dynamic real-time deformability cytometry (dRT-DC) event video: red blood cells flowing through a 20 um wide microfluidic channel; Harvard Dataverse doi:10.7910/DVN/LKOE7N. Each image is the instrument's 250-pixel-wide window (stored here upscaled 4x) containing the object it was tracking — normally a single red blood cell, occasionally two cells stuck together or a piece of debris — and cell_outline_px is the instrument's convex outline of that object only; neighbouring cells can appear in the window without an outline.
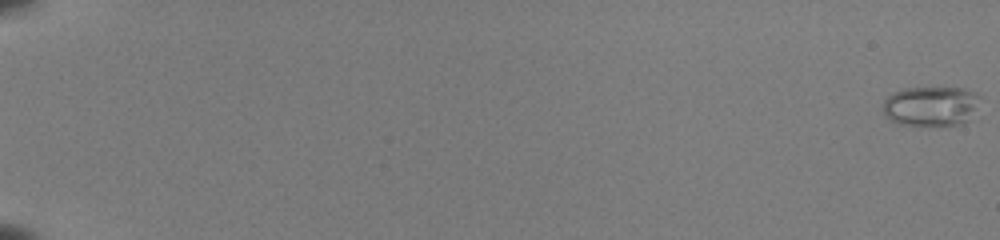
{"species": "common noctule bat (a hibernating species)", "species_latin": "Nyctalus noctula", "temperature_condition": "room temperature", "stored_images_in_passage": 55, "camera_frame_rate_fps": 3000, "um_per_image_px": 0.085, "animal": {"sex": "female", "body_mass_g": 22.0, "forearm_length_mm": 56.7}, "frame": {"image": 1, "passage_image": 1, "time_ms": 0.0, "image_size_px": [1000, 240], "cell_outline_px": [[980, 96], [968, 120], [960, 124], [900, 124], [892, 120], [884, 112], [884, 100], [888, 96], [904, 88], [964, 88], [976, 92]], "centroid_in_image_um": [79.13, 8.99], "position_along_channel_um": 5.9, "area_um2": 21.79}}
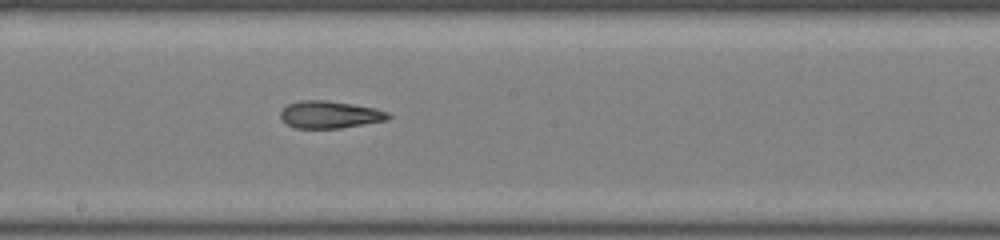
{"frame": {"image": 2, "passage_image": 34, "time_ms": 11.0, "image_size_px": [1000, 240], "cell_outline_px": [[392, 116], [388, 120], [340, 128], [296, 128], [288, 124], [280, 116], [280, 112], [288, 104], [300, 100], [324, 100], [352, 104], [376, 108], [388, 112]], "centroid_in_image_um": [28.06, 9.74], "position_along_channel_um": 220.1, "area_um2": 17.05}}
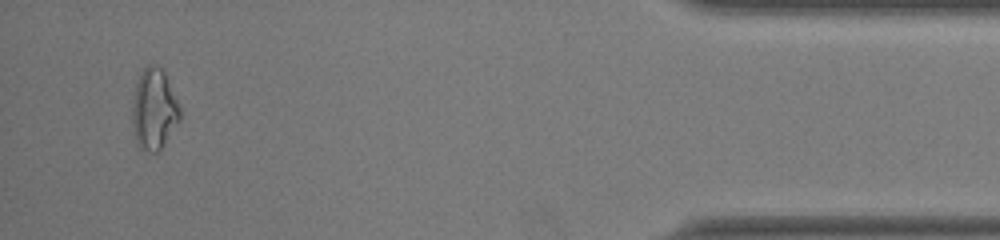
{"frame": {"image": 3, "passage_image": 53, "time_ms": 17.333, "image_size_px": [1000, 240], "cell_outline_px": [[180, 120], [160, 148], [156, 152], [148, 152], [140, 148], [136, 140], [132, 120], [132, 108], [136, 84], [140, 72], [148, 64], [152, 64], [160, 68], [164, 72], [180, 108]], "centroid_in_image_um": [13.08, 9.28], "position_along_channel_um": 422.1, "area_um2": 22.02}, "authors_computed_cell_mechanics": {"area_um2": 18.5538, "velocity_mm_per_s": 4.0151, "shape_relaxation_time_tau1_ms": null, "shape_relaxation_time_tau2_ms": 3.0468, "deformation_change_tau1": null, "deformation_change_tau2": 0.1138}}